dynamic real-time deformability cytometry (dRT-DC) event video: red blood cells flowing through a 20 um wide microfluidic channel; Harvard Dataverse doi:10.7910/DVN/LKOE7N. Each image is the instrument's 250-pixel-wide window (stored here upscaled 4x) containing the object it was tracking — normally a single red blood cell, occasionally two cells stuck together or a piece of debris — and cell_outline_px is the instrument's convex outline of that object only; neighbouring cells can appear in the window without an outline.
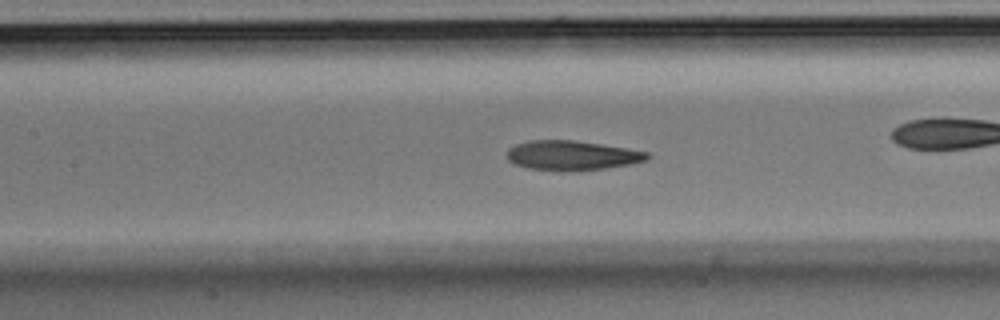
{"species": "Egyptian fruit bat (a non-hibernating species)", "species_latin": "Rousettus aegyptiacus", "temperature_condition": "room temperature", "stored_images_in_passage": 50, "camera_frame_rate_fps": 3000, "um_per_image_px": 0.085, "animal": {"sex": "male"}, "frame": {"image": 1, "passage_image": 22, "time_ms": 7.0, "image_size_px": [1000, 320], "cell_outline_px": [[652, 156], [648, 160], [632, 164], [604, 168], [560, 172], [528, 168], [512, 164], [504, 156], [508, 148], [516, 144], [528, 140], [576, 140], [628, 148], [648, 152]], "centroid_in_image_um": [48.58, 13.21], "position_along_channel_um": 158.8, "area_um2": 24.74}}